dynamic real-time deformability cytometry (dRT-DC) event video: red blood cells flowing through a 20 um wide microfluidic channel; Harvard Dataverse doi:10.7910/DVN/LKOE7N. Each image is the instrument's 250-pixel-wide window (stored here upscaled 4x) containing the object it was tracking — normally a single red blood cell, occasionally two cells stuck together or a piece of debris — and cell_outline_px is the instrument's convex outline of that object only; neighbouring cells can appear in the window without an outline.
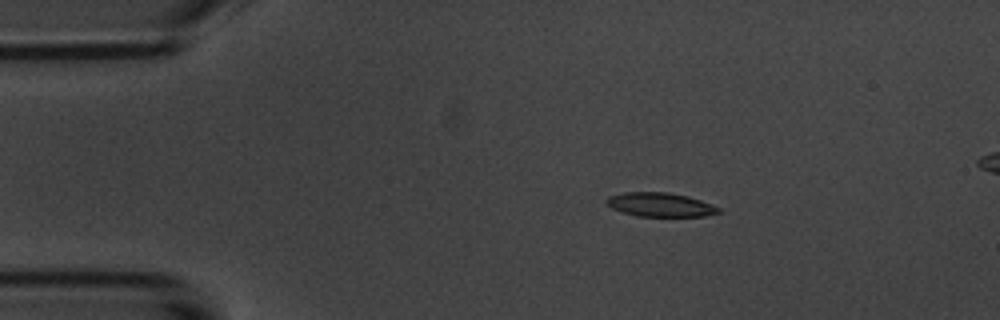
{"species": "common noctule bat (a hibernating species)", "species_latin": "Nyctalus noctula", "temperature_condition": "room temperature", "stored_images_in_passage": 6, "camera_frame_rate_fps": 3000, "um_per_image_px": 0.085, "animal": {"sex": "male", "body_mass_g": 20.1, "forearm_length_mm": 53.5}, "frame": {"image": 1, "passage_image": 3, "time_ms": 2.333, "image_size_px": [1000, 320], "cell_outline_px": [[724, 212], [704, 216], [636, 216], [612, 208], [604, 204], [604, 200], [608, 196], [624, 192], [668, 192], [688, 196], [712, 204], [720, 208]], "centroid_in_image_um": [56.11, 17.39], "position_along_channel_um": 28.9, "area_um2": 15.84}}